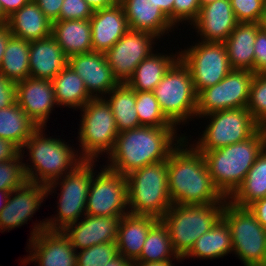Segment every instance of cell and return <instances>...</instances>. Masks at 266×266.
<instances>
[{"mask_svg":"<svg viewBox=\"0 0 266 266\" xmlns=\"http://www.w3.org/2000/svg\"><path fill=\"white\" fill-rule=\"evenodd\" d=\"M68 65L82 78L93 98L106 96L119 82L108 65L105 53L89 52L68 57Z\"/></svg>","mask_w":266,"mask_h":266,"instance_id":"cell-19","label":"cell"},{"mask_svg":"<svg viewBox=\"0 0 266 266\" xmlns=\"http://www.w3.org/2000/svg\"><path fill=\"white\" fill-rule=\"evenodd\" d=\"M173 260H167L164 262H138L134 261L132 266H174Z\"/></svg>","mask_w":266,"mask_h":266,"instance_id":"cell-54","label":"cell"},{"mask_svg":"<svg viewBox=\"0 0 266 266\" xmlns=\"http://www.w3.org/2000/svg\"><path fill=\"white\" fill-rule=\"evenodd\" d=\"M16 103V83L0 72V109Z\"/></svg>","mask_w":266,"mask_h":266,"instance_id":"cell-45","label":"cell"},{"mask_svg":"<svg viewBox=\"0 0 266 266\" xmlns=\"http://www.w3.org/2000/svg\"><path fill=\"white\" fill-rule=\"evenodd\" d=\"M44 132L45 128H38L24 143L21 153L27 149L31 158L30 163L23 162L26 180L47 185L73 171L84 159L79 148L76 151L65 140L48 137Z\"/></svg>","mask_w":266,"mask_h":266,"instance_id":"cell-5","label":"cell"},{"mask_svg":"<svg viewBox=\"0 0 266 266\" xmlns=\"http://www.w3.org/2000/svg\"><path fill=\"white\" fill-rule=\"evenodd\" d=\"M200 10L199 0H174L173 25L176 28L184 21L191 25L197 19Z\"/></svg>","mask_w":266,"mask_h":266,"instance_id":"cell-42","label":"cell"},{"mask_svg":"<svg viewBox=\"0 0 266 266\" xmlns=\"http://www.w3.org/2000/svg\"><path fill=\"white\" fill-rule=\"evenodd\" d=\"M45 197V185L28 181L9 192L5 207L0 211V232H9L24 223L27 224L39 210Z\"/></svg>","mask_w":266,"mask_h":266,"instance_id":"cell-18","label":"cell"},{"mask_svg":"<svg viewBox=\"0 0 266 266\" xmlns=\"http://www.w3.org/2000/svg\"><path fill=\"white\" fill-rule=\"evenodd\" d=\"M16 102L36 126L47 127L51 111L57 105L52 81L28 77L17 82Z\"/></svg>","mask_w":266,"mask_h":266,"instance_id":"cell-17","label":"cell"},{"mask_svg":"<svg viewBox=\"0 0 266 266\" xmlns=\"http://www.w3.org/2000/svg\"><path fill=\"white\" fill-rule=\"evenodd\" d=\"M177 128L141 126L120 132L105 166L127 176L148 164L167 160L185 137L177 133Z\"/></svg>","mask_w":266,"mask_h":266,"instance_id":"cell-2","label":"cell"},{"mask_svg":"<svg viewBox=\"0 0 266 266\" xmlns=\"http://www.w3.org/2000/svg\"><path fill=\"white\" fill-rule=\"evenodd\" d=\"M238 23H263L266 20V0H230Z\"/></svg>","mask_w":266,"mask_h":266,"instance_id":"cell-41","label":"cell"},{"mask_svg":"<svg viewBox=\"0 0 266 266\" xmlns=\"http://www.w3.org/2000/svg\"><path fill=\"white\" fill-rule=\"evenodd\" d=\"M12 36L7 24L0 25V67L9 38Z\"/></svg>","mask_w":266,"mask_h":266,"instance_id":"cell-50","label":"cell"},{"mask_svg":"<svg viewBox=\"0 0 266 266\" xmlns=\"http://www.w3.org/2000/svg\"><path fill=\"white\" fill-rule=\"evenodd\" d=\"M198 42V43H197ZM180 52L181 61L189 68L195 92L213 86L232 70L225 44L197 41Z\"/></svg>","mask_w":266,"mask_h":266,"instance_id":"cell-12","label":"cell"},{"mask_svg":"<svg viewBox=\"0 0 266 266\" xmlns=\"http://www.w3.org/2000/svg\"><path fill=\"white\" fill-rule=\"evenodd\" d=\"M136 110L141 126L146 127H176L163 114L154 93L151 91H136Z\"/></svg>","mask_w":266,"mask_h":266,"instance_id":"cell-37","label":"cell"},{"mask_svg":"<svg viewBox=\"0 0 266 266\" xmlns=\"http://www.w3.org/2000/svg\"><path fill=\"white\" fill-rule=\"evenodd\" d=\"M118 255L116 242L97 244L77 251L76 266H104Z\"/></svg>","mask_w":266,"mask_h":266,"instance_id":"cell-39","label":"cell"},{"mask_svg":"<svg viewBox=\"0 0 266 266\" xmlns=\"http://www.w3.org/2000/svg\"><path fill=\"white\" fill-rule=\"evenodd\" d=\"M133 262L124 258L122 255H118L113 260L106 263L104 266H132Z\"/></svg>","mask_w":266,"mask_h":266,"instance_id":"cell-53","label":"cell"},{"mask_svg":"<svg viewBox=\"0 0 266 266\" xmlns=\"http://www.w3.org/2000/svg\"><path fill=\"white\" fill-rule=\"evenodd\" d=\"M265 147L266 128L261 127L244 141L201 152L214 185L225 198L228 199L242 184Z\"/></svg>","mask_w":266,"mask_h":266,"instance_id":"cell-3","label":"cell"},{"mask_svg":"<svg viewBox=\"0 0 266 266\" xmlns=\"http://www.w3.org/2000/svg\"><path fill=\"white\" fill-rule=\"evenodd\" d=\"M247 110L261 127L266 128V73H255Z\"/></svg>","mask_w":266,"mask_h":266,"instance_id":"cell-38","label":"cell"},{"mask_svg":"<svg viewBox=\"0 0 266 266\" xmlns=\"http://www.w3.org/2000/svg\"><path fill=\"white\" fill-rule=\"evenodd\" d=\"M94 167H96V160H84L73 171L45 185L46 198L53 194L54 190L56 193L55 188L58 185L61 186L57 214L54 217L45 218L46 220L43 219V222L34 223L28 240L42 230L63 231L85 215L89 188L95 172Z\"/></svg>","mask_w":266,"mask_h":266,"instance_id":"cell-4","label":"cell"},{"mask_svg":"<svg viewBox=\"0 0 266 266\" xmlns=\"http://www.w3.org/2000/svg\"><path fill=\"white\" fill-rule=\"evenodd\" d=\"M247 208L266 230V197L253 202Z\"/></svg>","mask_w":266,"mask_h":266,"instance_id":"cell-48","label":"cell"},{"mask_svg":"<svg viewBox=\"0 0 266 266\" xmlns=\"http://www.w3.org/2000/svg\"><path fill=\"white\" fill-rule=\"evenodd\" d=\"M29 255L21 264L37 262L38 266H76L77 251L63 231L42 230L28 245Z\"/></svg>","mask_w":266,"mask_h":266,"instance_id":"cell-16","label":"cell"},{"mask_svg":"<svg viewBox=\"0 0 266 266\" xmlns=\"http://www.w3.org/2000/svg\"><path fill=\"white\" fill-rule=\"evenodd\" d=\"M179 59L180 51L168 55L165 53L154 54L153 52L138 64L126 84L135 91L153 92L161 79Z\"/></svg>","mask_w":266,"mask_h":266,"instance_id":"cell-29","label":"cell"},{"mask_svg":"<svg viewBox=\"0 0 266 266\" xmlns=\"http://www.w3.org/2000/svg\"><path fill=\"white\" fill-rule=\"evenodd\" d=\"M158 39L151 33L129 29L105 53L108 65L119 83H126L138 64L153 53Z\"/></svg>","mask_w":266,"mask_h":266,"instance_id":"cell-15","label":"cell"},{"mask_svg":"<svg viewBox=\"0 0 266 266\" xmlns=\"http://www.w3.org/2000/svg\"><path fill=\"white\" fill-rule=\"evenodd\" d=\"M160 219L150 215L126 214L120 218L117 233L118 253L136 261L142 252L149 230Z\"/></svg>","mask_w":266,"mask_h":266,"instance_id":"cell-25","label":"cell"},{"mask_svg":"<svg viewBox=\"0 0 266 266\" xmlns=\"http://www.w3.org/2000/svg\"><path fill=\"white\" fill-rule=\"evenodd\" d=\"M222 219L230 229L233 253L244 266H266V230L250 210L226 200Z\"/></svg>","mask_w":266,"mask_h":266,"instance_id":"cell-10","label":"cell"},{"mask_svg":"<svg viewBox=\"0 0 266 266\" xmlns=\"http://www.w3.org/2000/svg\"><path fill=\"white\" fill-rule=\"evenodd\" d=\"M213 1H215V0H199L201 6H203L207 3L213 2Z\"/></svg>","mask_w":266,"mask_h":266,"instance_id":"cell-57","label":"cell"},{"mask_svg":"<svg viewBox=\"0 0 266 266\" xmlns=\"http://www.w3.org/2000/svg\"><path fill=\"white\" fill-rule=\"evenodd\" d=\"M101 169L98 174H96V170L93 174L85 214L91 216H124L129 214L126 176L105 165Z\"/></svg>","mask_w":266,"mask_h":266,"instance_id":"cell-14","label":"cell"},{"mask_svg":"<svg viewBox=\"0 0 266 266\" xmlns=\"http://www.w3.org/2000/svg\"><path fill=\"white\" fill-rule=\"evenodd\" d=\"M156 6H158L163 13L169 18L173 24V5L174 0H153Z\"/></svg>","mask_w":266,"mask_h":266,"instance_id":"cell-51","label":"cell"},{"mask_svg":"<svg viewBox=\"0 0 266 266\" xmlns=\"http://www.w3.org/2000/svg\"><path fill=\"white\" fill-rule=\"evenodd\" d=\"M29 47V41L15 36L6 45L0 72L15 83L30 77Z\"/></svg>","mask_w":266,"mask_h":266,"instance_id":"cell-35","label":"cell"},{"mask_svg":"<svg viewBox=\"0 0 266 266\" xmlns=\"http://www.w3.org/2000/svg\"><path fill=\"white\" fill-rule=\"evenodd\" d=\"M121 217L85 214L83 219L67 226L63 233L69 238L76 251L101 243L116 242Z\"/></svg>","mask_w":266,"mask_h":266,"instance_id":"cell-20","label":"cell"},{"mask_svg":"<svg viewBox=\"0 0 266 266\" xmlns=\"http://www.w3.org/2000/svg\"><path fill=\"white\" fill-rule=\"evenodd\" d=\"M21 149L13 142L0 138V162L17 158Z\"/></svg>","mask_w":266,"mask_h":266,"instance_id":"cell-47","label":"cell"},{"mask_svg":"<svg viewBox=\"0 0 266 266\" xmlns=\"http://www.w3.org/2000/svg\"><path fill=\"white\" fill-rule=\"evenodd\" d=\"M172 257V258H171ZM182 259L172 247L168 228L159 220L150 230L144 242L138 262H164L167 260Z\"/></svg>","mask_w":266,"mask_h":266,"instance_id":"cell-36","label":"cell"},{"mask_svg":"<svg viewBox=\"0 0 266 266\" xmlns=\"http://www.w3.org/2000/svg\"><path fill=\"white\" fill-rule=\"evenodd\" d=\"M93 12L86 0H63L59 20H89Z\"/></svg>","mask_w":266,"mask_h":266,"instance_id":"cell-43","label":"cell"},{"mask_svg":"<svg viewBox=\"0 0 266 266\" xmlns=\"http://www.w3.org/2000/svg\"><path fill=\"white\" fill-rule=\"evenodd\" d=\"M237 24L230 0H215L201 6L191 26L201 41L224 43Z\"/></svg>","mask_w":266,"mask_h":266,"instance_id":"cell-21","label":"cell"},{"mask_svg":"<svg viewBox=\"0 0 266 266\" xmlns=\"http://www.w3.org/2000/svg\"><path fill=\"white\" fill-rule=\"evenodd\" d=\"M209 119L205 130L195 144L200 152L215 150L235 144L253 136L261 126L255 121L247 108L216 111L200 117ZM211 119V120H210Z\"/></svg>","mask_w":266,"mask_h":266,"instance_id":"cell-11","label":"cell"},{"mask_svg":"<svg viewBox=\"0 0 266 266\" xmlns=\"http://www.w3.org/2000/svg\"><path fill=\"white\" fill-rule=\"evenodd\" d=\"M153 93L163 114L176 127L196 118L197 93L191 72L181 59L170 68Z\"/></svg>","mask_w":266,"mask_h":266,"instance_id":"cell-9","label":"cell"},{"mask_svg":"<svg viewBox=\"0 0 266 266\" xmlns=\"http://www.w3.org/2000/svg\"><path fill=\"white\" fill-rule=\"evenodd\" d=\"M67 64L68 57L52 36L30 42V77L52 81Z\"/></svg>","mask_w":266,"mask_h":266,"instance_id":"cell-24","label":"cell"},{"mask_svg":"<svg viewBox=\"0 0 266 266\" xmlns=\"http://www.w3.org/2000/svg\"><path fill=\"white\" fill-rule=\"evenodd\" d=\"M264 197H266V147L249 169L242 184L227 200L238 207L247 208Z\"/></svg>","mask_w":266,"mask_h":266,"instance_id":"cell-32","label":"cell"},{"mask_svg":"<svg viewBox=\"0 0 266 266\" xmlns=\"http://www.w3.org/2000/svg\"><path fill=\"white\" fill-rule=\"evenodd\" d=\"M104 98L112 109L119 133L141 127L135 106L136 91L134 89L126 83H119Z\"/></svg>","mask_w":266,"mask_h":266,"instance_id":"cell-33","label":"cell"},{"mask_svg":"<svg viewBox=\"0 0 266 266\" xmlns=\"http://www.w3.org/2000/svg\"><path fill=\"white\" fill-rule=\"evenodd\" d=\"M126 179L129 214L161 219L173 204L168 190L167 160L132 171Z\"/></svg>","mask_w":266,"mask_h":266,"instance_id":"cell-6","label":"cell"},{"mask_svg":"<svg viewBox=\"0 0 266 266\" xmlns=\"http://www.w3.org/2000/svg\"><path fill=\"white\" fill-rule=\"evenodd\" d=\"M78 132L80 156L84 160H97L114 149L119 134L109 103L104 97L92 98L81 109Z\"/></svg>","mask_w":266,"mask_h":266,"instance_id":"cell-8","label":"cell"},{"mask_svg":"<svg viewBox=\"0 0 266 266\" xmlns=\"http://www.w3.org/2000/svg\"><path fill=\"white\" fill-rule=\"evenodd\" d=\"M255 73L232 69L228 75L197 94L196 118L227 109L247 108Z\"/></svg>","mask_w":266,"mask_h":266,"instance_id":"cell-13","label":"cell"},{"mask_svg":"<svg viewBox=\"0 0 266 266\" xmlns=\"http://www.w3.org/2000/svg\"><path fill=\"white\" fill-rule=\"evenodd\" d=\"M90 22L94 52L106 53L130 29L120 3L94 10Z\"/></svg>","mask_w":266,"mask_h":266,"instance_id":"cell-22","label":"cell"},{"mask_svg":"<svg viewBox=\"0 0 266 266\" xmlns=\"http://www.w3.org/2000/svg\"><path fill=\"white\" fill-rule=\"evenodd\" d=\"M93 10L102 9L113 4L120 3V0H86Z\"/></svg>","mask_w":266,"mask_h":266,"instance_id":"cell-52","label":"cell"},{"mask_svg":"<svg viewBox=\"0 0 266 266\" xmlns=\"http://www.w3.org/2000/svg\"><path fill=\"white\" fill-rule=\"evenodd\" d=\"M233 253L232 237L227 223L221 218L215 226L200 236L191 250L182 258L218 259Z\"/></svg>","mask_w":266,"mask_h":266,"instance_id":"cell-30","label":"cell"},{"mask_svg":"<svg viewBox=\"0 0 266 266\" xmlns=\"http://www.w3.org/2000/svg\"><path fill=\"white\" fill-rule=\"evenodd\" d=\"M225 204H172L160 219L168 228L172 247L182 259L195 241L222 218Z\"/></svg>","mask_w":266,"mask_h":266,"instance_id":"cell-7","label":"cell"},{"mask_svg":"<svg viewBox=\"0 0 266 266\" xmlns=\"http://www.w3.org/2000/svg\"><path fill=\"white\" fill-rule=\"evenodd\" d=\"M38 128L17 102L0 109V138L13 142L20 149Z\"/></svg>","mask_w":266,"mask_h":266,"instance_id":"cell-34","label":"cell"},{"mask_svg":"<svg viewBox=\"0 0 266 266\" xmlns=\"http://www.w3.org/2000/svg\"><path fill=\"white\" fill-rule=\"evenodd\" d=\"M9 192L0 190V211L5 207Z\"/></svg>","mask_w":266,"mask_h":266,"instance_id":"cell-55","label":"cell"},{"mask_svg":"<svg viewBox=\"0 0 266 266\" xmlns=\"http://www.w3.org/2000/svg\"><path fill=\"white\" fill-rule=\"evenodd\" d=\"M9 17L4 13L0 4V25L7 24Z\"/></svg>","mask_w":266,"mask_h":266,"instance_id":"cell-56","label":"cell"},{"mask_svg":"<svg viewBox=\"0 0 266 266\" xmlns=\"http://www.w3.org/2000/svg\"><path fill=\"white\" fill-rule=\"evenodd\" d=\"M120 4L131 30L148 32L161 39L175 29L153 0H120Z\"/></svg>","mask_w":266,"mask_h":266,"instance_id":"cell-23","label":"cell"},{"mask_svg":"<svg viewBox=\"0 0 266 266\" xmlns=\"http://www.w3.org/2000/svg\"><path fill=\"white\" fill-rule=\"evenodd\" d=\"M51 36L67 57L93 51L90 19L57 20L52 23Z\"/></svg>","mask_w":266,"mask_h":266,"instance_id":"cell-28","label":"cell"},{"mask_svg":"<svg viewBox=\"0 0 266 266\" xmlns=\"http://www.w3.org/2000/svg\"><path fill=\"white\" fill-rule=\"evenodd\" d=\"M7 25L12 36L25 41L31 42L51 36L52 22L33 0L9 16Z\"/></svg>","mask_w":266,"mask_h":266,"instance_id":"cell-27","label":"cell"},{"mask_svg":"<svg viewBox=\"0 0 266 266\" xmlns=\"http://www.w3.org/2000/svg\"><path fill=\"white\" fill-rule=\"evenodd\" d=\"M254 73H266V26L256 34L254 43Z\"/></svg>","mask_w":266,"mask_h":266,"instance_id":"cell-44","label":"cell"},{"mask_svg":"<svg viewBox=\"0 0 266 266\" xmlns=\"http://www.w3.org/2000/svg\"><path fill=\"white\" fill-rule=\"evenodd\" d=\"M24 153L9 161L0 162V190L11 192L27 180L23 168Z\"/></svg>","mask_w":266,"mask_h":266,"instance_id":"cell-40","label":"cell"},{"mask_svg":"<svg viewBox=\"0 0 266 266\" xmlns=\"http://www.w3.org/2000/svg\"><path fill=\"white\" fill-rule=\"evenodd\" d=\"M167 168L173 204H225L227 198L214 185L203 154L189 143L187 136L171 151Z\"/></svg>","mask_w":266,"mask_h":266,"instance_id":"cell-1","label":"cell"},{"mask_svg":"<svg viewBox=\"0 0 266 266\" xmlns=\"http://www.w3.org/2000/svg\"><path fill=\"white\" fill-rule=\"evenodd\" d=\"M44 13V15L53 23L59 20L60 10L63 0H33Z\"/></svg>","mask_w":266,"mask_h":266,"instance_id":"cell-46","label":"cell"},{"mask_svg":"<svg viewBox=\"0 0 266 266\" xmlns=\"http://www.w3.org/2000/svg\"><path fill=\"white\" fill-rule=\"evenodd\" d=\"M30 0H0L4 13L9 17L15 11L25 6Z\"/></svg>","mask_w":266,"mask_h":266,"instance_id":"cell-49","label":"cell"},{"mask_svg":"<svg viewBox=\"0 0 266 266\" xmlns=\"http://www.w3.org/2000/svg\"><path fill=\"white\" fill-rule=\"evenodd\" d=\"M263 23H238L225 40L232 69L250 70L254 73V43Z\"/></svg>","mask_w":266,"mask_h":266,"instance_id":"cell-26","label":"cell"},{"mask_svg":"<svg viewBox=\"0 0 266 266\" xmlns=\"http://www.w3.org/2000/svg\"><path fill=\"white\" fill-rule=\"evenodd\" d=\"M57 106L79 110L93 97L82 78L67 64L52 80ZM77 108V109H76Z\"/></svg>","mask_w":266,"mask_h":266,"instance_id":"cell-31","label":"cell"}]
</instances>
